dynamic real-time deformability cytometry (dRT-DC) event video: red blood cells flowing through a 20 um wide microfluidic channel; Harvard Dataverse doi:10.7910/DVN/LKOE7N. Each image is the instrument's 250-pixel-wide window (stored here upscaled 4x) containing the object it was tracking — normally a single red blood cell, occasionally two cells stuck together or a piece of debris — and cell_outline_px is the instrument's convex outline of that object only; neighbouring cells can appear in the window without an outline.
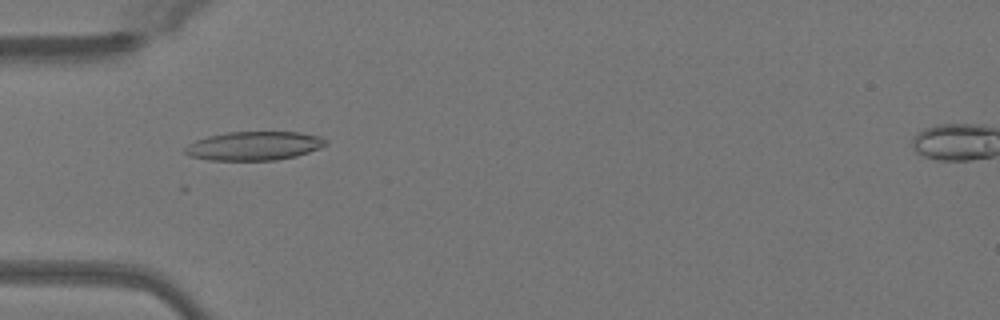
{"species": "Egyptian fruit bat (a non-hibernating species)", "species_latin": "Rousettus aegyptiacus", "temperature_condition": "warm", "stored_images_in_passage": 36, "camera_frame_rate_fps": 3000, "um_per_image_px": 0.085, "animal": {"sex": "female"}, "frame": {"image": 1, "passage_image": 2, "time_ms": 0.333, "image_size_px": [1000, 320], "cell_outline_px": [[328, 144], [320, 148], [296, 156], [276, 160], [208, 160], [188, 156], [184, 152], [184, 148], [188, 144], [196, 140], [208, 136], [228, 132], [300, 132], [320, 136], [328, 140]], "centroid_in_image_um": [21.6, 12.4], "position_along_channel_um": 63.4, "area_um2": 23.76}}
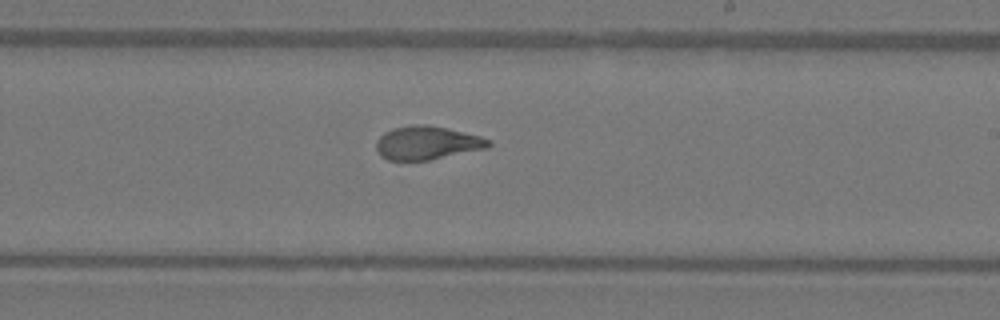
{"frame": {"image": 2, "passage_image": 16, "time_ms": 5.0, "image_size_px": [1000, 320], "cell_outline_px": [[492, 144], [488, 148], [428, 160], [388, 160], [380, 156], [376, 148], [376, 140], [384, 132], [392, 128], [412, 124], [428, 124], [448, 128], [480, 136], [492, 140]], "centroid_in_image_um": [36.3, 12.13], "position_along_channel_um": 252.7, "area_um2": 22.14}}
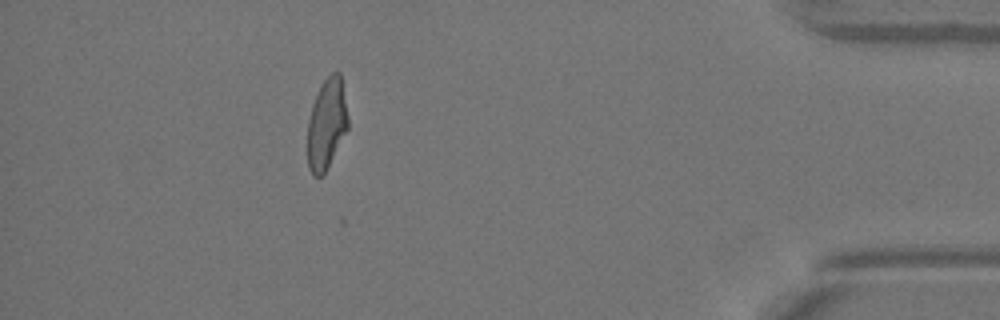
{"frame": {"image": 3, "passage_image": 31, "time_ms": 10.0, "image_size_px": [1000, 320], "cell_outline_px": [[348, 128], [324, 176], [312, 176], [308, 168], [308, 120], [312, 104], [320, 84], [332, 72], [340, 72], [348, 116]], "centroid_in_image_um": [27.76, 10.56], "position_along_channel_um": 407.4, "area_um2": 21.56}, "authors_computed_cell_mechanics": {"area_um2": 22.1663, "velocity_mm_per_s": 4.083, "shape_relaxation_time_tau1_ms": 7.6803, "shape_relaxation_time_tau2_ms": 1.1753, "deformation_change_tau1": 0.2551, "deformation_change_tau2": 0.0833}}